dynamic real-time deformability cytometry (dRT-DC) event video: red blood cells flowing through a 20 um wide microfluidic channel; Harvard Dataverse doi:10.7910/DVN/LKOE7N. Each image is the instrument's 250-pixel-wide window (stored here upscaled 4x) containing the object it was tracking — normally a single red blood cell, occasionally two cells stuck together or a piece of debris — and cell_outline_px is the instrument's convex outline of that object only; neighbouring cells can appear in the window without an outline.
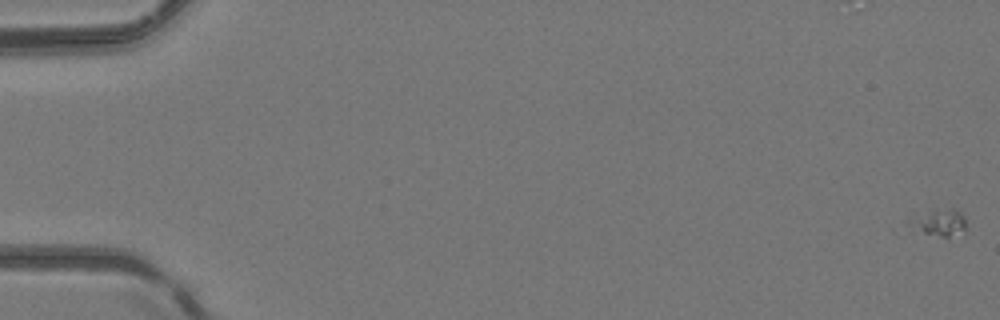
{"species": "common noctule bat (a hibernating species)", "species_latin": "Nyctalus noctula", "temperature_condition": "room temperature", "stored_images_in_passage": 18, "camera_frame_rate_fps": 3000, "um_per_image_px": 0.085, "animal": {"sex": "female", "body_mass_g": 24.6, "forearm_length_mm": 56.2}, "frame": {"image": 1, "passage_image": 1, "time_ms": 0.0, "image_size_px": [1000, 320], "cell_outline_px": [[964, 232], [948, 236], [940, 236], [892, 232], [892, 228], [912, 212], [952, 208], [956, 208], [964, 216]], "centroid_in_image_um": [79.26, 18.95], "position_along_channel_um": 5.7, "area_um2": 11.1}}
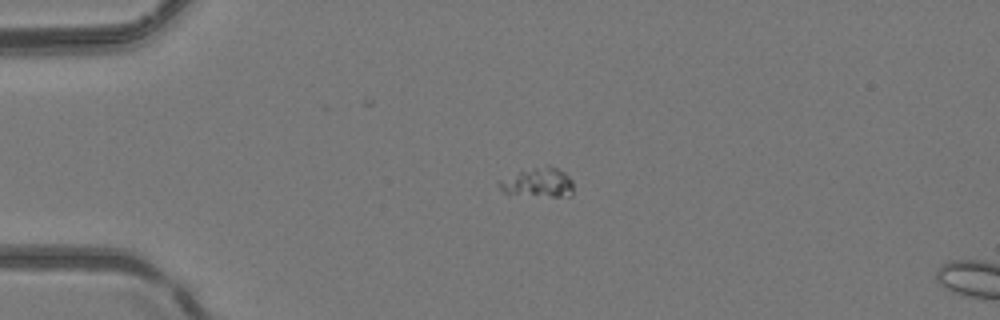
{"frame": {"image": 2, "passage_image": 14, "time_ms": 4.333, "image_size_px": [1000, 320], "cell_outline_px": [[572, 196], [552, 196], [504, 192], [500, 188], [500, 180], [520, 172], [548, 164], [564, 172], [572, 180]], "centroid_in_image_um": [45.82, 15.5], "position_along_channel_um": 39.2, "area_um2": 12.08}}